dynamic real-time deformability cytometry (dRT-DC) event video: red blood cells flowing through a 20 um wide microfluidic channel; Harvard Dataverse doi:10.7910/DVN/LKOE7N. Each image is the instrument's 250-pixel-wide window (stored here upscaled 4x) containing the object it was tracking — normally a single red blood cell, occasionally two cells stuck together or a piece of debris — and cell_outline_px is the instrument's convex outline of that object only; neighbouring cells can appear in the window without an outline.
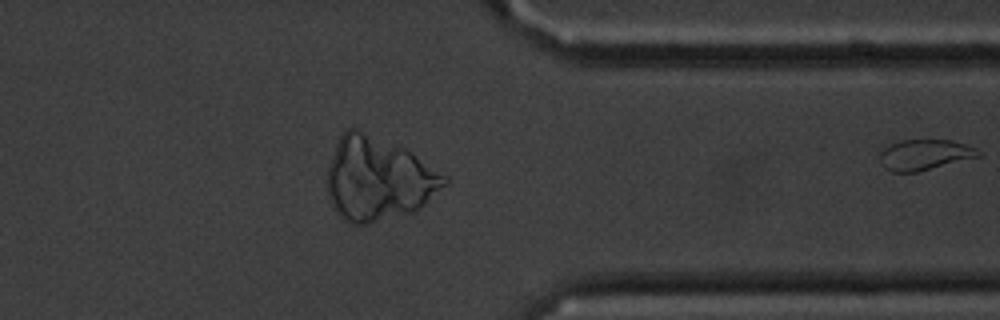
{"species": "common noctule bat (a hibernating species)", "species_latin": "Nyctalus noctula", "temperature_condition": "cold", "stored_images_in_passage": 39, "camera_frame_rate_fps": 3000, "um_per_image_px": 0.085, "animal": {"sex": "male", "body_mass_g": 20.1, "forearm_length_mm": 53.5}, "frame": {"image": 1, "passage_image": 39, "time_ms": 12.667, "image_size_px": [1000, 320], "cell_outline_px": [[980, 156], [916, 172], [892, 172], [884, 168], [880, 160], [880, 152], [884, 148], [900, 140], [952, 140], [976, 148], [980, 152]], "centroid_in_image_um": [78.57, 13.15], "position_along_channel_um": 332.8, "area_um2": 17.34}}